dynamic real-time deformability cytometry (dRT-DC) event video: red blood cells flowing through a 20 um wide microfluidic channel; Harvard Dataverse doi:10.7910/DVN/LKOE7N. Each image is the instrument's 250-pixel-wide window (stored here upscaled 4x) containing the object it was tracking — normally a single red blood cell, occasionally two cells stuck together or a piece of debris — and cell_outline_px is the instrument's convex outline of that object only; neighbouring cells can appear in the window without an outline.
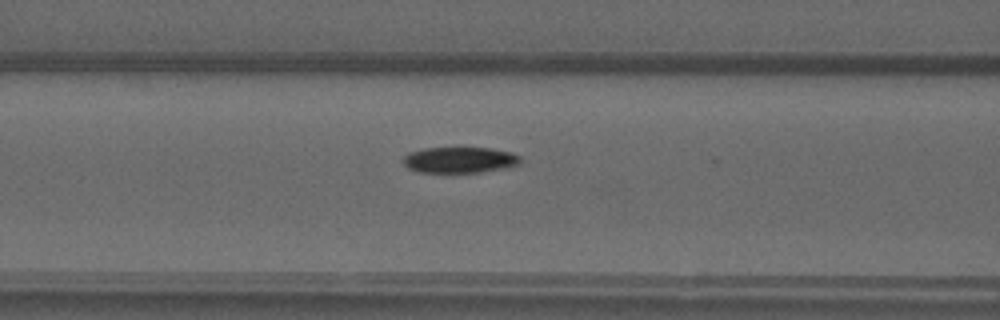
{"species": "common noctule bat (a hibernating species)", "species_latin": "Nyctalus noctula", "temperature_condition": "warm", "stored_images_in_passage": 37, "camera_frame_rate_fps": 3000, "um_per_image_px": 0.085, "animal": {"sex": "male", "forearm_length_mm": 52.5}, "frame": {"image": 1, "passage_image": 9, "time_ms": 2.667, "image_size_px": [1000, 320], "cell_outline_px": [[520, 164], [480, 172], [420, 172], [408, 168], [404, 164], [404, 156], [408, 152], [424, 148], [492, 148], [512, 152], [520, 156]], "centroid_in_image_um": [39.06, 13.58], "position_along_channel_um": 127.5, "area_um2": 17.57}}
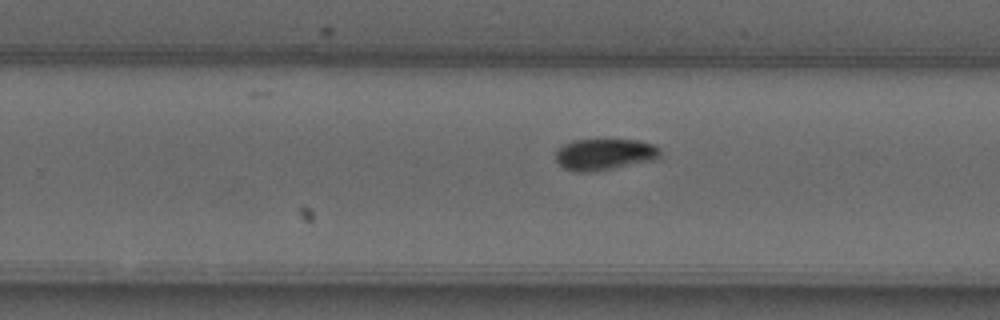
{"frame": {"image": 2, "passage_image": 20, "time_ms": 6.333, "image_size_px": [1000, 320], "cell_outline_px": [[660, 160], [592, 172], [576, 172], [564, 168], [556, 160], [556, 148], [572, 140], [640, 140], [652, 144], [660, 148]], "centroid_in_image_um": [51.42, 13.13], "position_along_channel_um": 278.4, "area_um2": 19.48}}
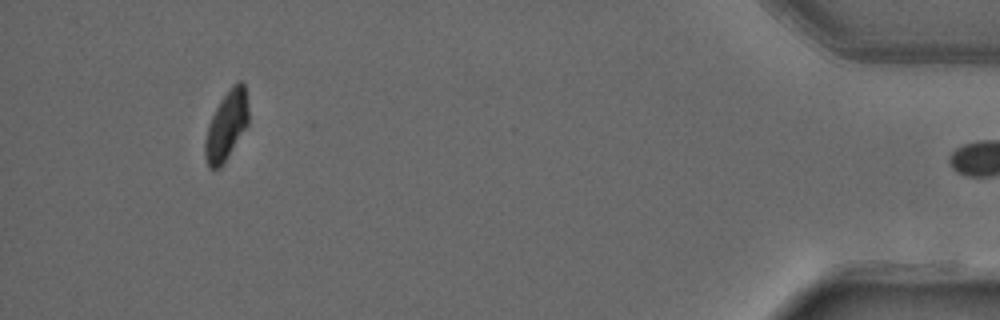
{"frame": {"image": 3, "passage_image": 35, "time_ms": 11.333, "image_size_px": [1000, 320], "cell_outline_px": [[248, 124], [220, 168], [208, 168], [204, 156], [204, 140], [212, 116], [220, 100], [232, 84], [240, 80], [244, 84], [248, 108]], "centroid_in_image_um": [19.23, 10.67], "position_along_channel_um": 416.0, "area_um2": 17.28}}